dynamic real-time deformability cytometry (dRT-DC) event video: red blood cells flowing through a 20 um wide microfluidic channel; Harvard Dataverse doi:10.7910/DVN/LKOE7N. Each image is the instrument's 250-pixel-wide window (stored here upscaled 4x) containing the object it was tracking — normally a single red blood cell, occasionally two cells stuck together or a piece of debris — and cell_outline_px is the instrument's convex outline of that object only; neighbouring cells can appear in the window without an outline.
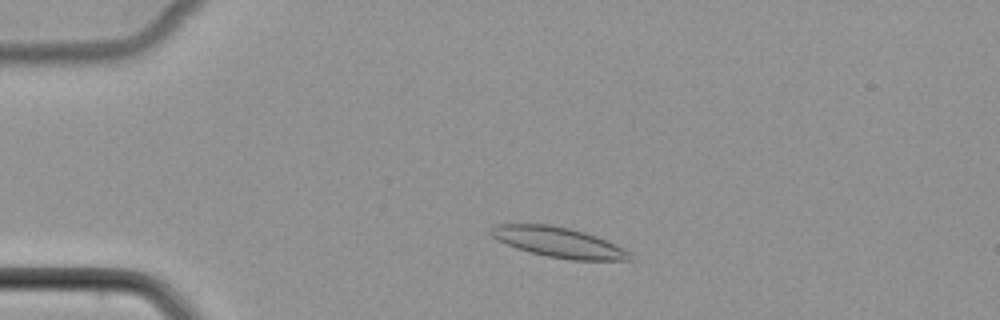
{"species": "common noctule bat (a hibernating species)", "species_latin": "Nyctalus noctula", "temperature_condition": "cold", "stored_images_in_passage": 47, "camera_frame_rate_fps": 3000, "um_per_image_px": 0.085, "animal": {"sex": "female", "body_mass_g": 22.7, "forearm_length_mm": 54.2}, "frame": {"image": 1, "passage_image": 7, "time_ms": 2.0, "image_size_px": [1000, 320], "cell_outline_px": [[636, 260], [572, 260], [548, 256], [516, 248], [492, 236], [488, 232], [488, 228], [496, 224], [552, 224], [572, 228], [596, 236], [616, 244], [632, 252]], "centroid_in_image_um": [47.54, 20.59], "position_along_channel_um": 37.5, "area_um2": 24.62}}
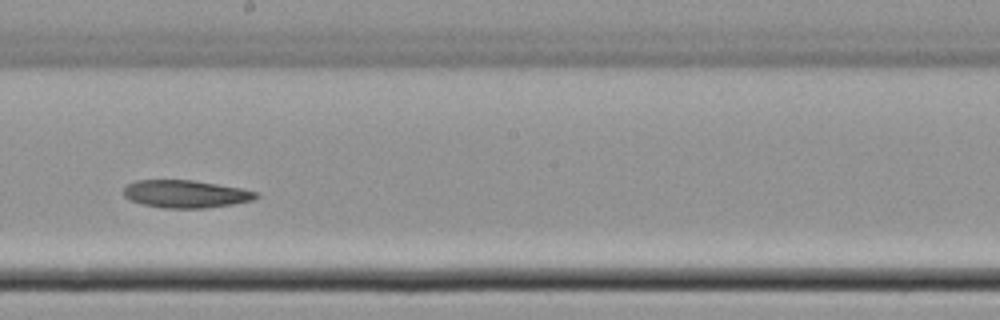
{"frame": {"image": 2, "passage_image": 25, "time_ms": 8.0, "image_size_px": [1000, 320], "cell_outline_px": [[260, 196], [252, 200], [232, 204], [208, 208], [160, 208], [144, 204], [132, 200], [124, 196], [124, 188], [128, 184], [136, 180], [192, 180], [244, 188], [256, 192]], "centroid_in_image_um": [15.81, 16.48], "position_along_channel_um": 232.4, "area_um2": 21.33}}
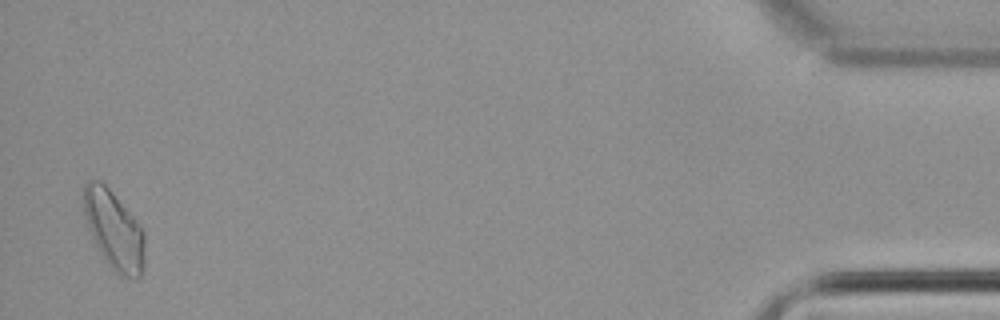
{"frame": {"image": 3, "passage_image": 46, "time_ms": 15.0, "image_size_px": [1000, 320], "cell_outline_px": [[144, 260], [140, 276], [136, 280], [124, 276], [116, 272], [108, 264], [100, 252], [88, 228], [84, 212], [84, 184], [88, 180], [100, 180], [112, 192], [132, 216], [144, 232]], "centroid_in_image_um": [9.68, 19.56], "position_along_channel_um": 425.5, "area_um2": 27.4}}